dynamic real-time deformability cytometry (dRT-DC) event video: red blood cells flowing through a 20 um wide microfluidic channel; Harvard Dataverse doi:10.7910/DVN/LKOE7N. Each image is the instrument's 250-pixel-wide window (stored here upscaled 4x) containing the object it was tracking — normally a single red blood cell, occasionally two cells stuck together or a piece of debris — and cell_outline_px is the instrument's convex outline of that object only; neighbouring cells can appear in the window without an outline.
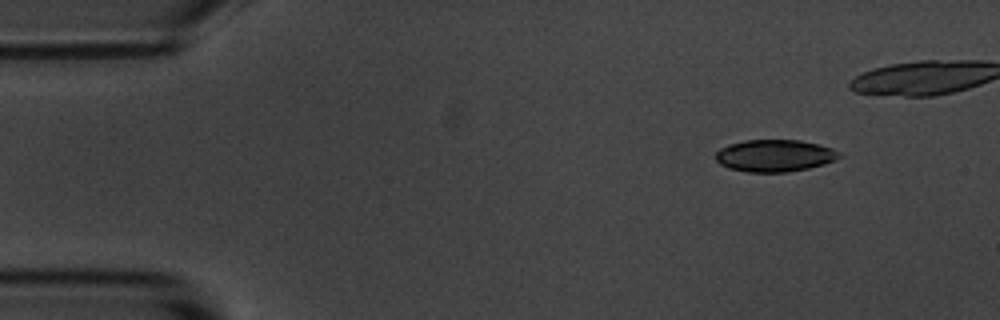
{"species": "common noctule bat (a hibernating species)", "species_latin": "Nyctalus noctula", "temperature_condition": "room temperature", "stored_images_in_passage": 5, "segment_of_instrument_passage": [2, 2], "camera_frame_rate_fps": 3000, "um_per_image_px": 0.085, "animal": {"sex": "male", "body_mass_g": 20.1, "forearm_length_mm": 53.5}, "frame": {"image": 1, "passage_image": 5, "time_ms": 5.333, "image_size_px": [1000, 320], "cell_outline_px": [[840, 156], [836, 160], [824, 164], [808, 168], [788, 172], [748, 172], [728, 168], [720, 164], [716, 160], [716, 152], [720, 148], [728, 144], [744, 140], [800, 140], [820, 144], [832, 148], [840, 152]], "centroid_in_image_um": [65.85, 13.22], "position_along_channel_um": 19.2, "area_um2": 23.24}}